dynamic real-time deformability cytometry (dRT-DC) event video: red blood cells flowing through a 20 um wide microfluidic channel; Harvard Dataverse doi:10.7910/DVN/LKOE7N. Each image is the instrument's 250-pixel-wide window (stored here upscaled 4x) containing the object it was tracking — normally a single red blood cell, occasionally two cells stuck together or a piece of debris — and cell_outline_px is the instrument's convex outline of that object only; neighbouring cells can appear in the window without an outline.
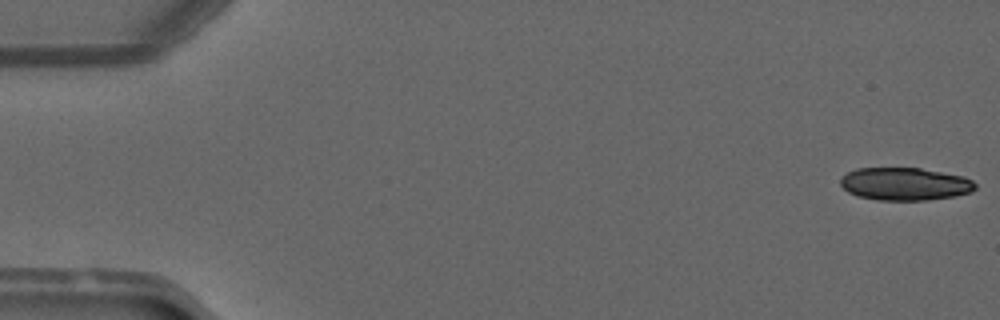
{"species": "common noctule bat (a hibernating species)", "species_latin": "Nyctalus noctula", "temperature_condition": "warm", "stored_images_in_passage": 49, "camera_frame_rate_fps": 3000, "um_per_image_px": 0.085, "animal": {"sex": "male", "forearm_length_mm": 52.5}, "frame": {"image": 1, "passage_image": 1, "time_ms": 0.0, "image_size_px": [1000, 320], "cell_outline_px": [[976, 188], [972, 192], [956, 196], [924, 200], [876, 200], [856, 196], [848, 192], [840, 184], [840, 180], [848, 172], [856, 168], [920, 168], [964, 176], [972, 180], [976, 184]], "centroid_in_image_um": [76.93, 15.64], "position_along_channel_um": 8.1, "area_um2": 25.84}, "authors_computed_cell_mechanics": {"area_um2": 26.588, "velocity_mm_per_s": 4.1188, "shape_relaxation_time_tau1_ms": 5.1728, "shape_relaxation_time_tau2_ms": null, "deformation_change_tau1": 0.1501, "deformation_change_tau2": null}}